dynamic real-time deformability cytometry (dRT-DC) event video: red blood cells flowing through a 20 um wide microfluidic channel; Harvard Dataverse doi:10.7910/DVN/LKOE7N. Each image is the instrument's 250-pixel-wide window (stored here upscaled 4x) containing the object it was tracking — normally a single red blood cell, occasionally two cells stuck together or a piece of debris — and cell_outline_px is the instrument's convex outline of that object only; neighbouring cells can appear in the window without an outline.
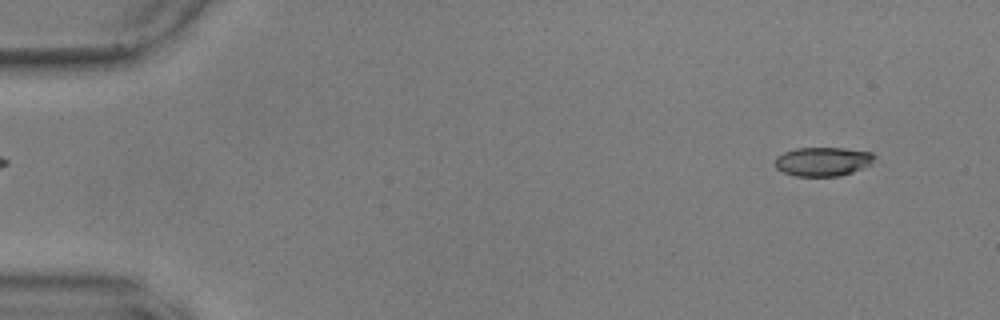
{"species": "common noctule bat (a hibernating species)", "species_latin": "Nyctalus noctula", "temperature_condition": "warm", "stored_images_in_passage": 56, "camera_frame_rate_fps": 3000, "um_per_image_px": 0.085, "animal": {"sex": "male", "body_mass_g": 17.9, "forearm_length_mm": 54.2}, "frame": {"image": 1, "passage_image": 4, "time_ms": 1.0, "image_size_px": [1000, 320], "cell_outline_px": [[876, 156], [872, 164], [852, 172], [840, 176], [796, 176], [784, 172], [776, 168], [776, 156], [784, 152], [796, 148], [844, 148], [872, 152]], "centroid_in_image_um": [69.97, 13.72], "position_along_channel_um": 15.0, "area_um2": 16.82}}
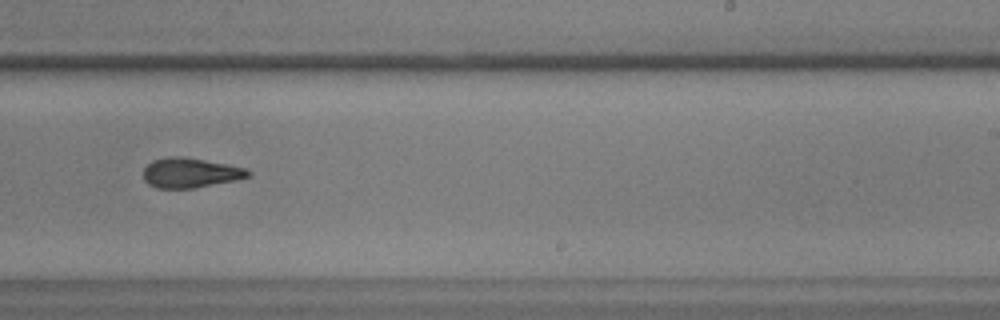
{"frame": {"image": 2, "passage_image": 35, "time_ms": 11.333, "image_size_px": [1000, 320], "cell_outline_px": [[252, 172], [248, 176], [236, 180], [192, 188], [156, 188], [148, 184], [144, 180], [144, 168], [152, 160], [168, 156], [180, 156], [204, 160], [244, 168]], "centroid_in_image_um": [16.12, 14.69], "position_along_channel_um": 272.9, "area_um2": 17.98}}
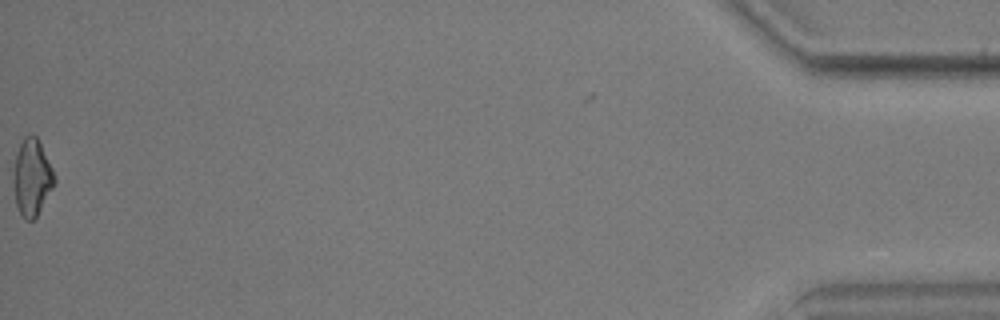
{"frame": {"image": 3, "passage_image": 56, "time_ms": 18.333, "image_size_px": [1000, 320], "cell_outline_px": [[56, 180], [52, 188], [36, 216], [32, 220], [24, 220], [16, 204], [12, 180], [16, 152], [24, 136], [28, 132], [32, 132], [36, 136], [56, 176]], "centroid_in_image_um": [2.69, 15.04], "position_along_channel_um": 432.5, "area_um2": 18.26}, "authors_computed_cell_mechanics": {"area_um2": 18.3226, "velocity_mm_per_s": 3.6156, "shape_relaxation_time_tau1_ms": 4.4569, "shape_relaxation_time_tau2_ms": 4.1739, "deformation_change_tau1": 0.1459, "deformation_change_tau2": 0.1253}}